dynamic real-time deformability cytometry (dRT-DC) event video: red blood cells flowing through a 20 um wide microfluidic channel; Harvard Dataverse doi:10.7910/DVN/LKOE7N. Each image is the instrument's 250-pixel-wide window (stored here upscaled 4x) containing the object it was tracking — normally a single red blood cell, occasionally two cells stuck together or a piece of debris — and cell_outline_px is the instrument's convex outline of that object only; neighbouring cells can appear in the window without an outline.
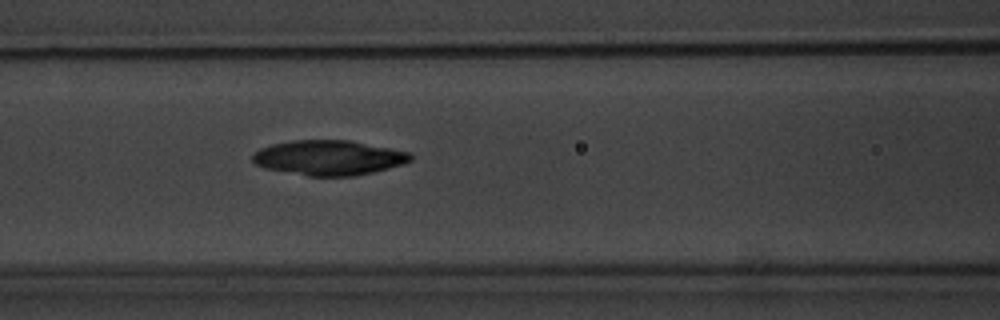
{"species": "common noctule bat (a hibernating species)", "species_latin": "Nyctalus noctula", "temperature_condition": "warm", "stored_images_in_passage": 4, "camera_frame_rate_fps": 3000, "um_per_image_px": 0.085, "animal": {"sex": "male", "body_mass_g": 20.1, "forearm_length_mm": 53.5}, "frame": {"image": 1, "passage_image": 3, "time_ms": 2.333, "image_size_px": [1000, 320], "cell_outline_px": [[412, 160], [404, 164], [356, 176], [308, 176], [264, 168], [256, 164], [252, 160], [252, 156], [260, 148], [272, 144], [292, 140], [348, 140], [408, 152], [412, 156]], "centroid_in_image_um": [27.92, 13.41], "position_along_channel_um": 138.7, "area_um2": 31.96}}